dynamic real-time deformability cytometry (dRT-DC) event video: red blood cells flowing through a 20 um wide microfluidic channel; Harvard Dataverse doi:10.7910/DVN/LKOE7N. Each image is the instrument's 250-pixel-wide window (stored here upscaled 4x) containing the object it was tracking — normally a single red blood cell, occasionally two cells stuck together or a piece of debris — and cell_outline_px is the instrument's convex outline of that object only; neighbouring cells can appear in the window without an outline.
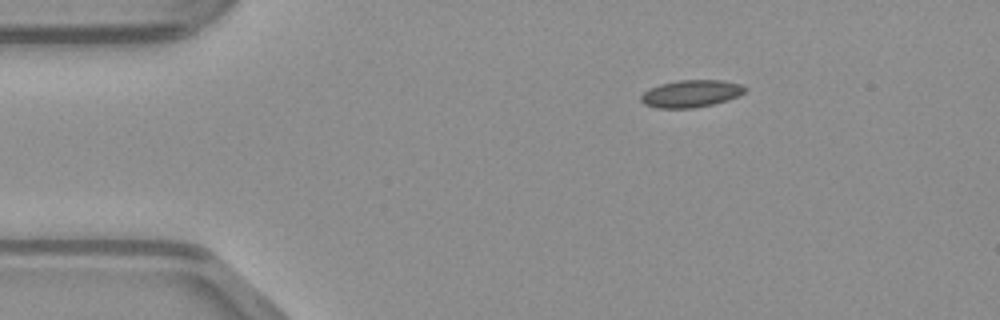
{"species": "common noctule bat (a hibernating species)", "species_latin": "Nyctalus noctula", "temperature_condition": "warm", "stored_images_in_passage": 41, "camera_frame_rate_fps": 3000, "um_per_image_px": 0.085, "animal": {"sex": "male", "body_mass_g": 23.1, "forearm_length_mm": 52.7}, "frame": {"image": 1, "passage_image": 1, "time_ms": 0.0, "image_size_px": [1000, 320], "cell_outline_px": [[748, 88], [744, 92], [728, 100], [712, 104], [692, 108], [656, 108], [644, 104], [640, 100], [640, 96], [648, 88], [660, 84], [676, 80], [724, 80], [740, 84]], "centroid_in_image_um": [58.71, 7.95], "position_along_channel_um": 26.3, "area_um2": 16.59}}
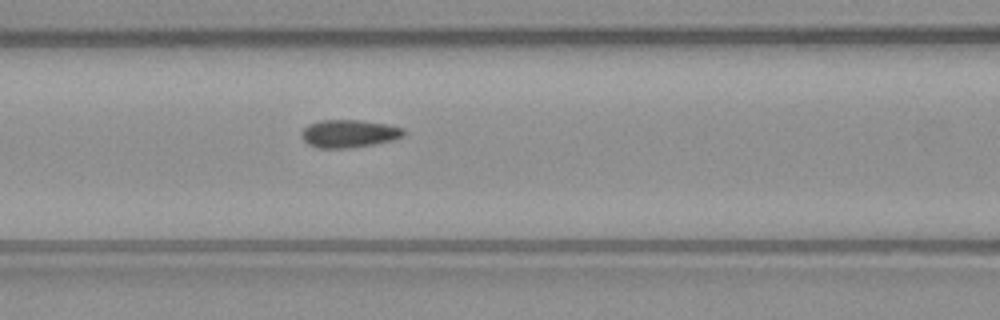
{"frame": {"image": 2, "passage_image": 13, "time_ms": 4.0, "image_size_px": [1000, 320], "cell_outline_px": [[404, 136], [392, 140], [376, 144], [348, 148], [316, 148], [308, 144], [300, 136], [300, 132], [308, 124], [320, 120], [360, 120], [388, 124], [404, 128]], "centroid_in_image_um": [29.65, 11.35], "position_along_channel_um": 137.0, "area_um2": 16.76}}
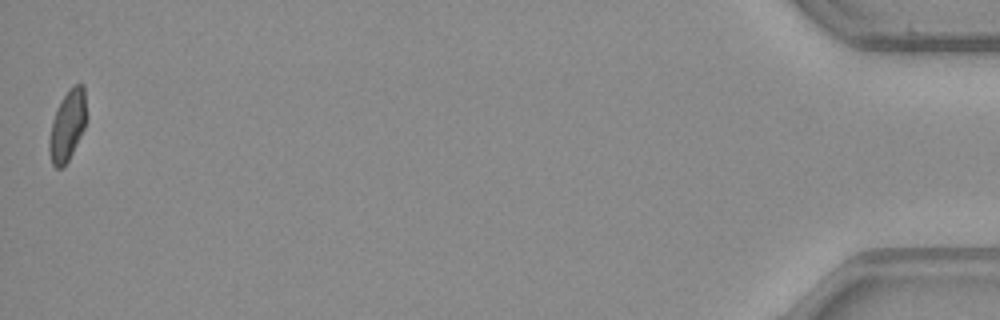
{"frame": {"image": 3, "passage_image": 41, "time_ms": 13.333, "image_size_px": [1000, 320], "cell_outline_px": [[84, 128], [64, 168], [56, 168], [52, 164], [48, 148], [48, 140], [52, 120], [56, 108], [60, 100], [68, 88], [72, 84], [84, 84]], "centroid_in_image_um": [5.68, 10.67], "position_along_channel_um": 429.5, "area_um2": 15.14}}